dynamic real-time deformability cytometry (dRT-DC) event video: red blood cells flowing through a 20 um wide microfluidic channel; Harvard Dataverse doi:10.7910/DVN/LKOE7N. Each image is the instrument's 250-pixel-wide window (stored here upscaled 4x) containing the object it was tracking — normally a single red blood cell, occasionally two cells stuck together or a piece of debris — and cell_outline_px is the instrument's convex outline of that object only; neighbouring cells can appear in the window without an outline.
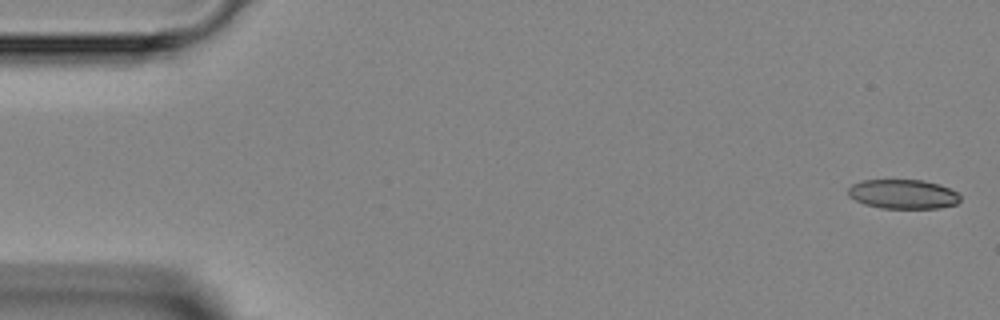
{"species": "Egyptian fruit bat (a non-hibernating species)", "species_latin": "Rousettus aegyptiacus", "temperature_condition": "room temperature", "stored_images_in_passage": 46, "camera_frame_rate_fps": 3000, "um_per_image_px": 0.085, "animal": {"sex": "female"}, "frame": {"image": 1, "passage_image": 1, "time_ms": 0.0, "image_size_px": [1000, 320], "cell_outline_px": [[960, 200], [956, 204], [940, 208], [880, 208], [864, 204], [848, 196], [848, 188], [852, 184], [860, 180], [924, 180], [940, 184], [956, 192], [960, 196]], "centroid_in_image_um": [76.74, 16.5], "position_along_channel_um": 8.3, "area_um2": 19.25}}
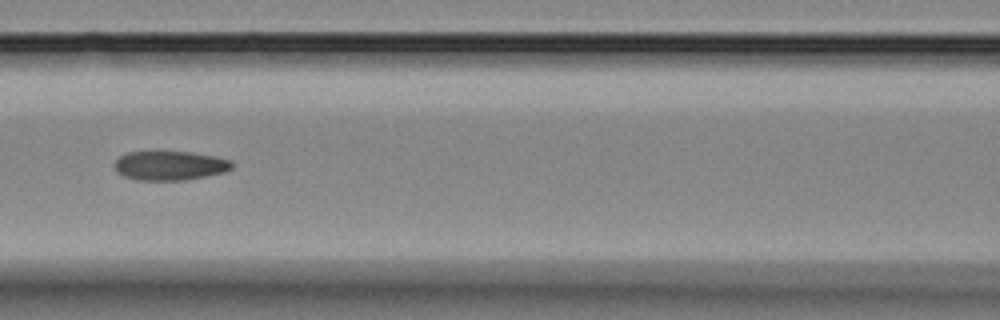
{"frame": {"image": 2, "passage_image": 20, "time_ms": 6.333, "image_size_px": [1000, 320], "cell_outline_px": [[236, 164], [232, 168], [224, 172], [184, 180], [136, 180], [124, 176], [116, 172], [112, 164], [120, 156], [128, 152], [192, 152], [232, 160]], "centroid_in_image_um": [14.42, 14.08], "position_along_channel_um": 152.2, "area_um2": 20.06}}
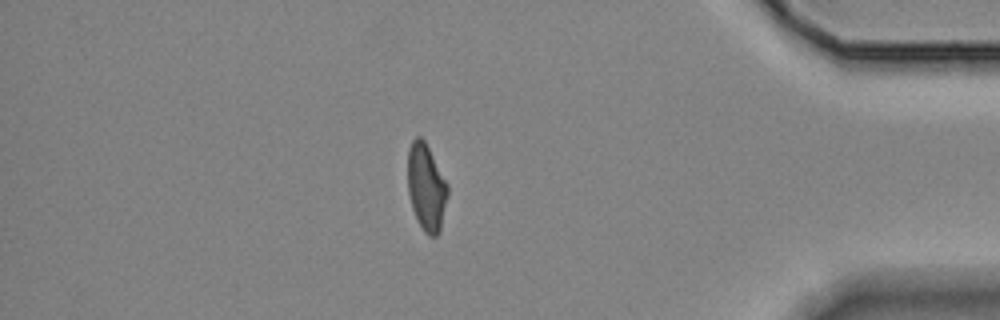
{"frame": {"image": 3, "passage_image": 40, "time_ms": 13.0, "image_size_px": [1000, 320], "cell_outline_px": [[448, 196], [440, 232], [436, 236], [428, 236], [424, 232], [412, 208], [408, 192], [408, 148], [412, 140], [416, 136], [420, 136], [424, 140], [448, 184]], "centroid_in_image_um": [36.24, 15.93], "position_along_channel_um": 399.0, "area_um2": 20.23}}